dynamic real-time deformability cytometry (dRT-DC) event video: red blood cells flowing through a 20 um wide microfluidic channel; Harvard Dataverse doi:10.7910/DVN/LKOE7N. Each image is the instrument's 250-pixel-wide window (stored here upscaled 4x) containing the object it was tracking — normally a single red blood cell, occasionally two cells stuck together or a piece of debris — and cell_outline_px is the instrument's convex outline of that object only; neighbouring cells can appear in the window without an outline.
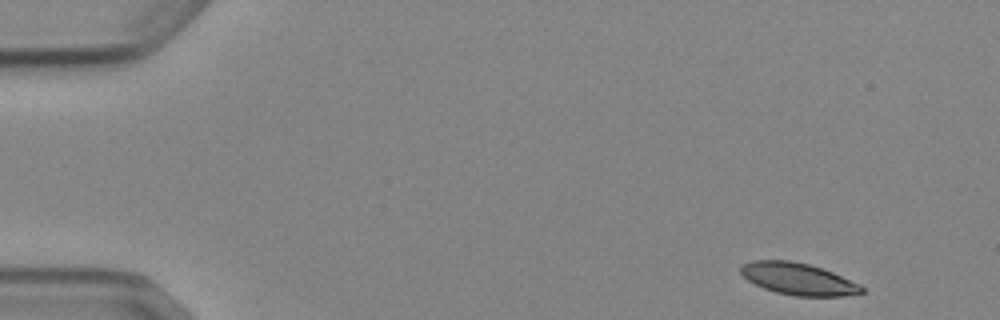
{"species": "Egyptian fruit bat (a non-hibernating species)", "species_latin": "Rousettus aegyptiacus", "temperature_condition": "cold", "stored_images_in_passage": 4, "camera_frame_rate_fps": 3000, "um_per_image_px": 0.085, "animal": {"sex": "female"}, "frame": {"image": 1, "passage_image": 1, "time_ms": 0.0, "image_size_px": [1000, 320], "cell_outline_px": [[864, 292], [844, 296], [792, 296], [776, 292], [764, 288], [748, 280], [740, 272], [740, 264], [752, 260], [788, 260], [808, 264], [832, 272], [860, 284], [864, 288]], "centroid_in_image_um": [67.83, 23.71], "position_along_channel_um": 17.2, "area_um2": 22.43}}
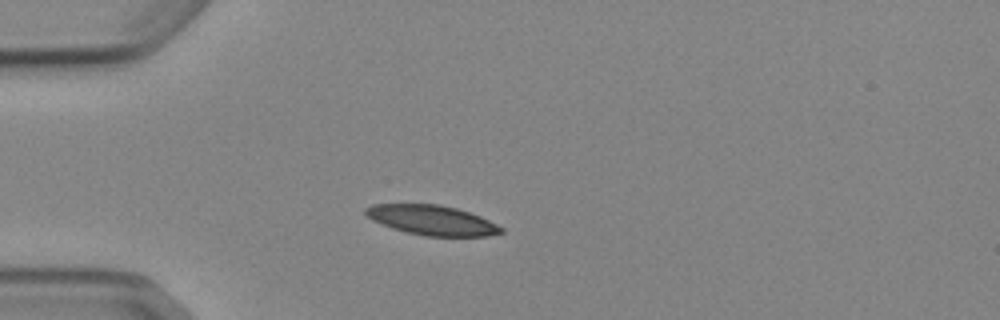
{"frame": {"image": 2, "passage_image": 3, "time_ms": 3.333, "image_size_px": [1000, 320], "cell_outline_px": [[504, 232], [488, 236], [424, 236], [392, 228], [372, 220], [364, 212], [364, 208], [372, 204], [440, 204], [456, 208], [480, 216], [504, 228]], "centroid_in_image_um": [36.71, 18.71], "position_along_channel_um": 48.3, "area_um2": 23.47}}